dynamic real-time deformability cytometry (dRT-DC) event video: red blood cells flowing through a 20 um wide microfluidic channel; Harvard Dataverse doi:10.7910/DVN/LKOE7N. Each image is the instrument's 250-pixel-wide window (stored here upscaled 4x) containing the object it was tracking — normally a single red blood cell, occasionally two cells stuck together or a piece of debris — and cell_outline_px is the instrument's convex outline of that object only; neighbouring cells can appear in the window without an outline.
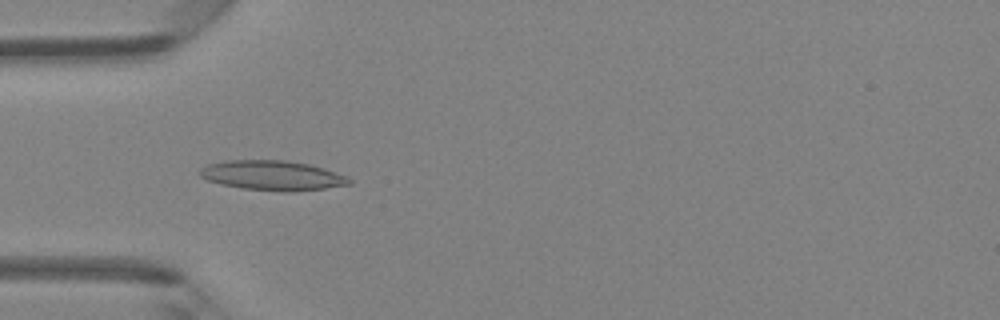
{"species": "Egyptian fruit bat (a non-hibernating species)", "species_latin": "Rousettus aegyptiacus", "temperature_condition": "room temperature", "stored_images_in_passage": 47, "camera_frame_rate_fps": 3000, "um_per_image_px": 0.085, "animal": {"sex": "female"}, "frame": {"image": 1, "passage_image": 15, "time_ms": 4.667, "image_size_px": [1000, 320], "cell_outline_px": [[352, 184], [324, 188], [292, 192], [288, 192], [240, 188], [220, 184], [208, 180], [200, 176], [200, 168], [208, 164], [224, 160], [288, 160], [308, 164], [324, 168], [348, 176], [352, 180]], "centroid_in_image_um": [23.17, 14.91], "position_along_channel_um": 61.8, "area_um2": 26.07}}
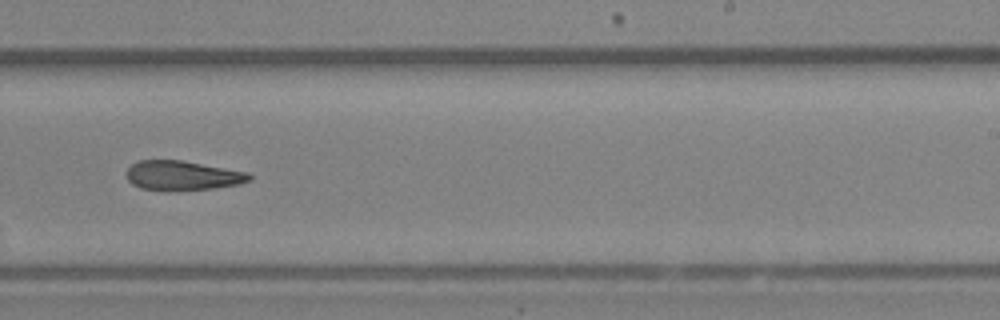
{"frame": {"image": 2, "passage_image": 30, "time_ms": 9.667, "image_size_px": [1000, 320], "cell_outline_px": [[252, 180], [240, 184], [216, 188], [140, 188], [132, 184], [128, 180], [124, 172], [136, 160], [180, 160], [248, 172], [252, 176]], "centroid_in_image_um": [15.52, 14.88], "position_along_channel_um": 273.5, "area_um2": 20.52}}
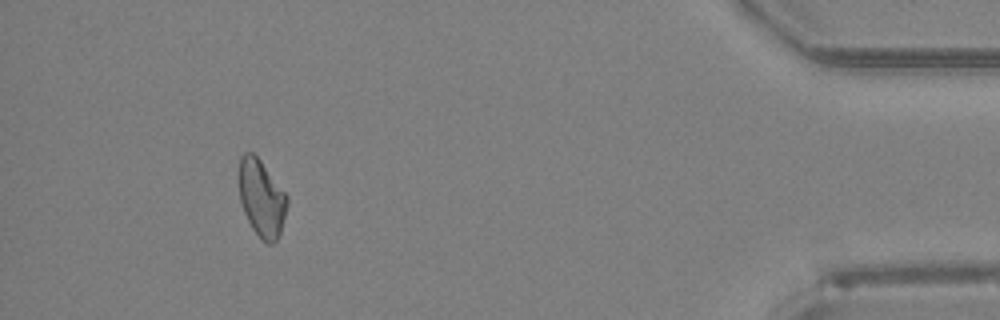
{"frame": {"image": 3, "passage_image": 44, "time_ms": 14.333, "image_size_px": [1000, 320], "cell_outline_px": [[288, 204], [280, 232], [276, 240], [272, 244], [268, 244], [260, 240], [252, 228], [244, 212], [240, 200], [240, 156], [244, 152], [252, 152], [260, 160], [288, 196]], "centroid_in_image_um": [22.24, 16.87], "position_along_channel_um": 413.0, "area_um2": 21.39}}